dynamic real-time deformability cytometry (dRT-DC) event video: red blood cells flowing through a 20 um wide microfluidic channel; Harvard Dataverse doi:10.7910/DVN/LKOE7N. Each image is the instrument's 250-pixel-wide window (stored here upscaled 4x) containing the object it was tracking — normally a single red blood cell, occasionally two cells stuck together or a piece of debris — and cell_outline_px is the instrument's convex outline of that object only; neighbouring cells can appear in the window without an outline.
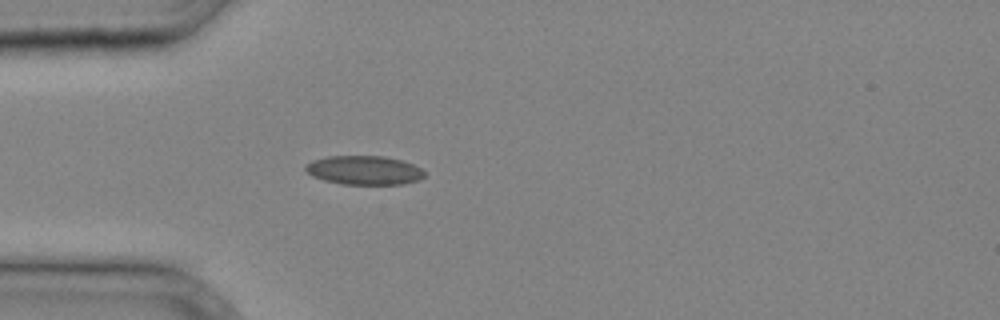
{"species": "common noctule bat (a hibernating species)", "species_latin": "Nyctalus noctula", "temperature_condition": "cold", "stored_images_in_passage": 30, "camera_frame_rate_fps": 3000, "um_per_image_px": 0.085, "animal": {"sex": "male", "body_mass_g": 20.4}, "frame": {"image": 1, "passage_image": 4, "time_ms": 1.0, "image_size_px": [1000, 320], "cell_outline_px": [[424, 176], [420, 180], [400, 184], [340, 184], [324, 180], [312, 176], [304, 168], [304, 164], [312, 160], [328, 156], [384, 156], [400, 160], [412, 164], [420, 168], [424, 172]], "centroid_in_image_um": [30.92, 14.47], "position_along_channel_um": 54.1, "area_um2": 20.06}}
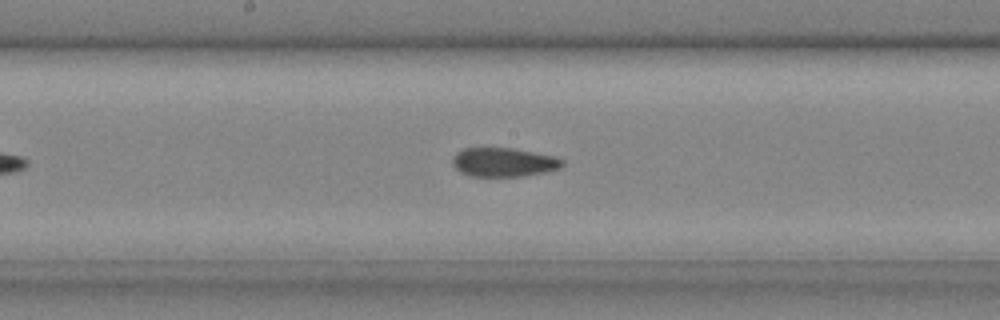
{"frame": {"image": 2, "passage_image": 13, "time_ms": 4.0, "image_size_px": [1000, 320], "cell_outline_px": [[564, 164], [560, 168], [544, 172], [520, 176], [468, 176], [460, 172], [452, 164], [452, 156], [456, 152], [464, 148], [512, 148], [552, 156], [564, 160]], "centroid_in_image_um": [42.76, 13.79], "position_along_channel_um": 205.4, "area_um2": 18.44}}
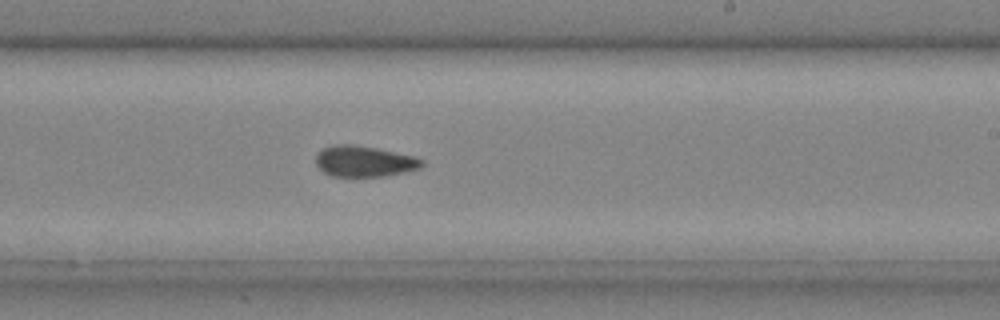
{"frame": {"image": 3, "passage_image": 16, "time_ms": 5.0, "image_size_px": [1000, 320], "cell_outline_px": [[424, 164], [420, 168], [384, 176], [332, 176], [324, 172], [316, 164], [316, 156], [320, 148], [332, 144], [352, 144], [376, 148], [416, 156], [424, 160]], "centroid_in_image_um": [30.95, 13.69], "position_along_channel_um": 258.1, "area_um2": 19.19}}